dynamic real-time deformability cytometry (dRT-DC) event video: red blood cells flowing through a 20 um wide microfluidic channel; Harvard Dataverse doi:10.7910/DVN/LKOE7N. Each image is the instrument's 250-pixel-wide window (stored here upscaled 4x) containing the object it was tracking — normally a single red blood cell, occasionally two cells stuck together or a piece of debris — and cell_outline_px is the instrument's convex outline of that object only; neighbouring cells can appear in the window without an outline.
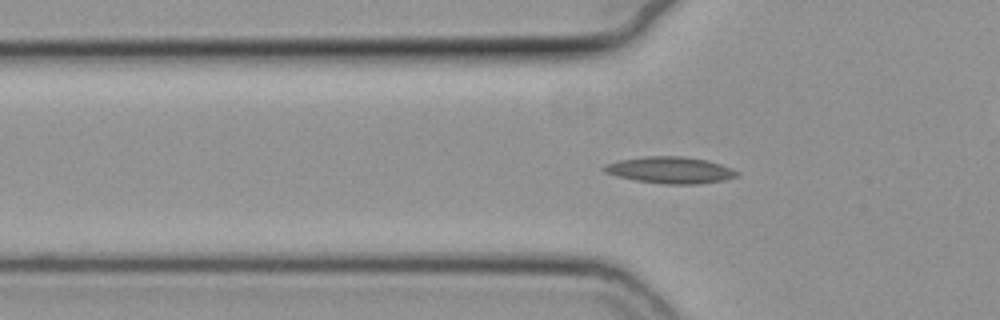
{"species": "common noctule bat (a hibernating species)", "species_latin": "Nyctalus noctula", "temperature_condition": "cold", "stored_images_in_passage": 49, "camera_frame_rate_fps": 3000, "um_per_image_px": 0.085, "animal": {"sex": "female", "body_mass_g": 19.3, "forearm_length_mm": 54.1}, "frame": {"image": 1, "passage_image": 11, "time_ms": 3.333, "image_size_px": [1000, 320], "cell_outline_px": [[740, 176], [724, 180], [700, 184], [664, 184], [636, 180], [616, 176], [604, 172], [600, 168], [608, 164], [620, 160], [648, 156], [680, 156], [708, 160], [732, 168], [740, 172]], "centroid_in_image_um": [57.02, 14.46], "position_along_channel_um": 68.8, "area_um2": 20.63}}
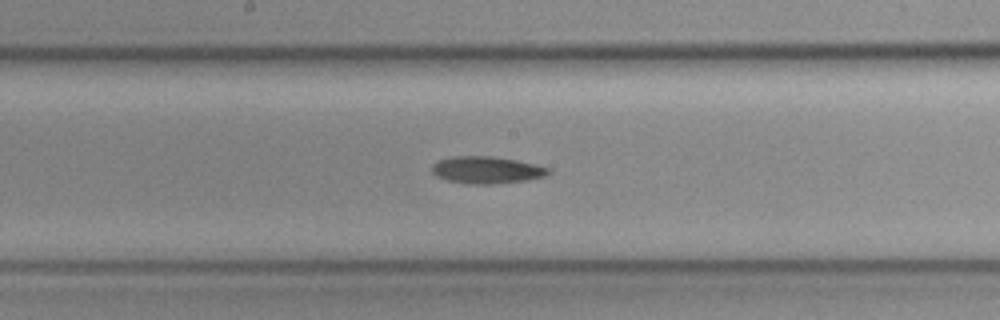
{"frame": {"image": 2, "passage_image": 22, "time_ms": 7.0, "image_size_px": [1000, 320], "cell_outline_px": [[552, 172], [544, 176], [528, 180], [492, 184], [472, 184], [448, 180], [436, 176], [432, 172], [432, 164], [440, 160], [452, 156], [492, 156], [516, 160], [548, 168]], "centroid_in_image_um": [41.35, 14.45], "position_along_channel_um": 206.8, "area_um2": 18.21}}
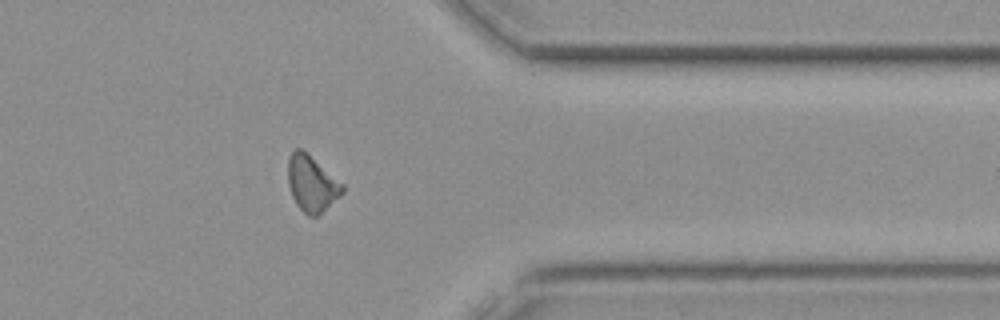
{"frame": {"image": 3, "passage_image": 37, "time_ms": 12.0, "image_size_px": [1000, 320], "cell_outline_px": [[344, 192], [340, 196], [316, 216], [308, 216], [296, 204], [292, 196], [288, 184], [288, 156], [296, 148], [300, 148], [344, 184]], "centroid_in_image_um": [26.49, 15.61], "position_along_channel_um": 384.9, "area_um2": 17.46}, "authors_computed_cell_mechanics": {"area_um2": 17.9758, "velocity_mm_per_s": 3.7836, "shape_relaxation_time_tau1_ms": 8.6722, "shape_relaxation_time_tau2_ms": null, "deformation_change_tau1": 0.1497, "deformation_change_tau2": null}}